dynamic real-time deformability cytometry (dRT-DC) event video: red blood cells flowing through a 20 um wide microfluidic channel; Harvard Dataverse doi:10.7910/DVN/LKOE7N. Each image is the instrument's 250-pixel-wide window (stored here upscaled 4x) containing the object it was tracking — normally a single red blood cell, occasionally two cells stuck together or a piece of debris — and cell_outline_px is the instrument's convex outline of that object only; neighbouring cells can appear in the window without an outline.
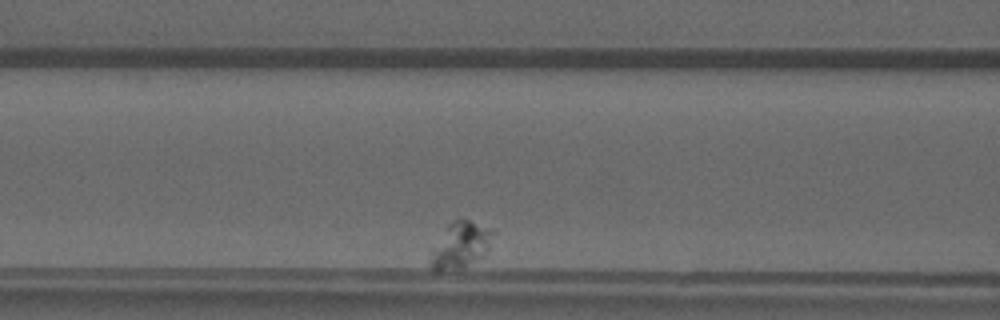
{"species": "common noctule bat (a hibernating species)", "species_latin": "Nyctalus noctula", "temperature_condition": "warm", "stored_images_in_passage": 34, "camera_frame_rate_fps": 3000, "um_per_image_px": 0.085, "animal": {"sex": "male", "forearm_length_mm": 52.5}, "frame": {"image": 1, "passage_image": 9, "time_ms": 2.667, "image_size_px": [1000, 320], "cell_outline_px": [[496, 232], [484, 256], [480, 260], [468, 264], [436, 272], [432, 268], [432, 252], [444, 228], [452, 220], [468, 220], [492, 228]], "centroid_in_image_um": [39.21, 20.79], "position_along_channel_um": 127.4, "area_um2": 16.42}}
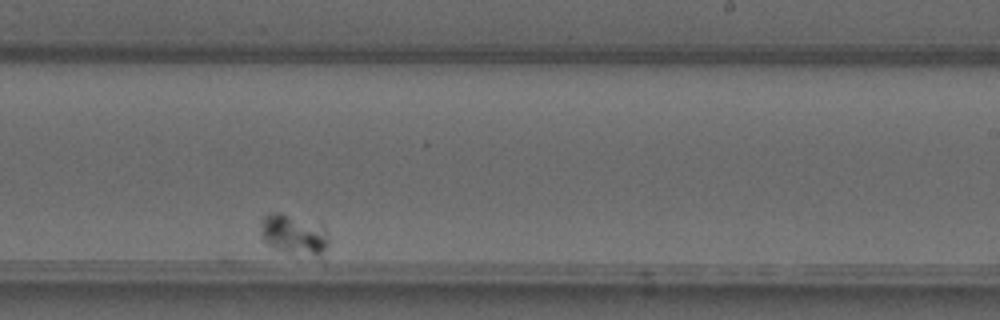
{"frame": {"image": 2, "passage_image": 24, "time_ms": 7.667, "image_size_px": [1000, 320], "cell_outline_px": [[328, 244], [324, 252], [320, 256], [316, 256], [288, 252], [276, 248], [268, 244], [260, 236], [260, 228], [264, 216], [272, 212], [280, 212], [324, 228], [328, 240]], "centroid_in_image_um": [24.94, 19.95], "position_along_channel_um": 264.1, "area_um2": 15.32}}
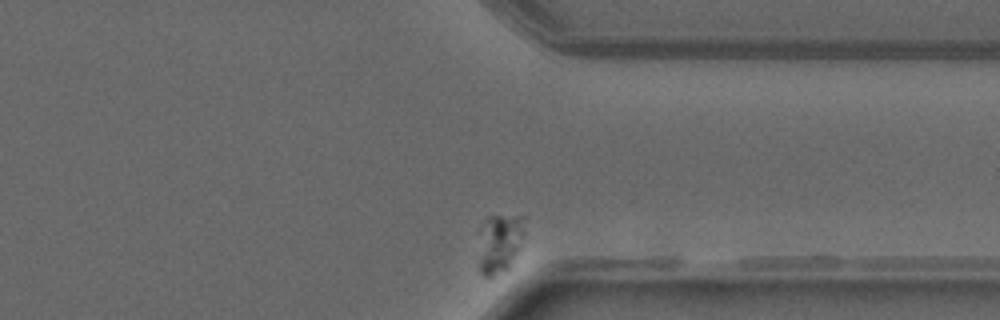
{"frame": {"image": 3, "passage_image": 34, "time_ms": 11.0, "image_size_px": [1000, 320], "cell_outline_px": [[524, 236], [520, 248], [508, 268], [492, 276], [484, 276], [480, 272], [480, 224], [484, 216], [524, 216]], "centroid_in_image_um": [42.47, 20.62], "position_along_channel_um": 368.9, "area_um2": 15.9}}